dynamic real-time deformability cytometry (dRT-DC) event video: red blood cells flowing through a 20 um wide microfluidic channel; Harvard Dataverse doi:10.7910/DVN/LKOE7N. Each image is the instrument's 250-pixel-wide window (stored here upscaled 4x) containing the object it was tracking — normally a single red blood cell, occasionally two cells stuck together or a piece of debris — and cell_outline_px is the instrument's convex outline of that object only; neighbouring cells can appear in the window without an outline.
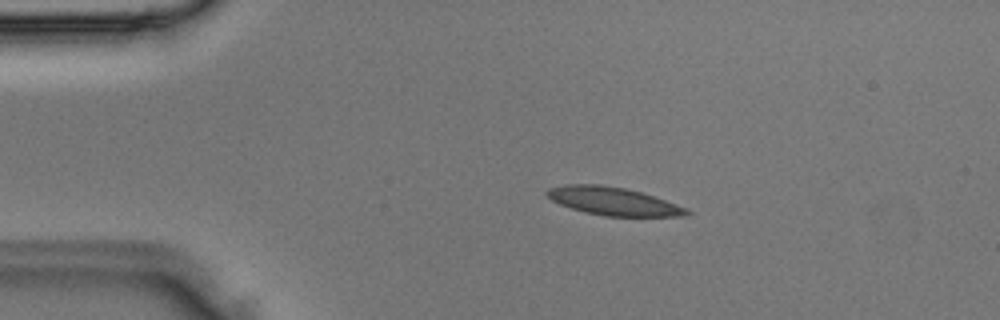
{"species": "Egyptian fruit bat (a non-hibernating species)", "species_latin": "Rousettus aegyptiacus", "temperature_condition": "room temperature", "stored_images_in_passage": 2, "camera_frame_rate_fps": 3000, "um_per_image_px": 0.085, "animal": {"sex": "male"}, "frame": {"image": 1, "passage_image": 1, "time_ms": 0.0, "image_size_px": [1000, 320], "cell_outline_px": [[692, 212], [688, 216], [604, 216], [584, 212], [560, 204], [552, 200], [544, 192], [548, 188], [564, 184], [600, 184], [624, 188], [640, 192], [688, 208]], "centroid_in_image_um": [52.11, 17.1], "position_along_channel_um": 32.9, "area_um2": 22.77}}